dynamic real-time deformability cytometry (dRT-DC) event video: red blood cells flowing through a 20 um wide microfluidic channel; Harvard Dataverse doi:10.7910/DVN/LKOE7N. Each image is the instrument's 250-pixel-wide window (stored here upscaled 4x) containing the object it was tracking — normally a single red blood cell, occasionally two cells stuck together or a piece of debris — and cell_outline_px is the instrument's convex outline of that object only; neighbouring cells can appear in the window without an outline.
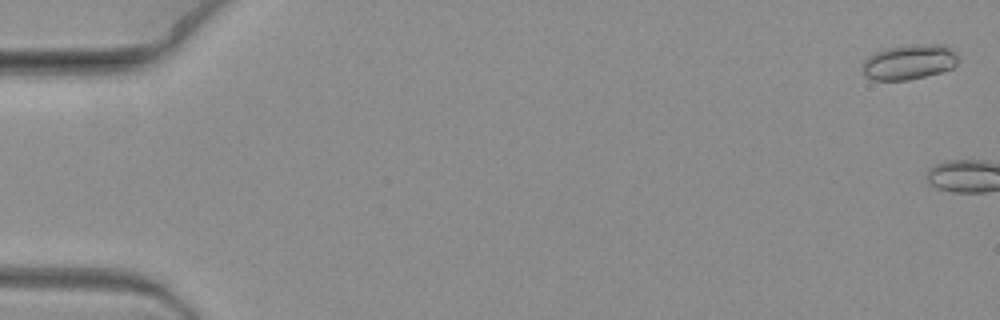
{"species": "common noctule bat (a hibernating species)", "species_latin": "Nyctalus noctula", "temperature_condition": "warm", "stored_images_in_passage": 2, "camera_frame_rate_fps": 3000, "um_per_image_px": 0.085, "animal": {"sex": "female", "body_mass_g": 19.3, "forearm_length_mm": 54.1}, "frame": {"image": 1, "passage_image": 1, "time_ms": 0.0, "image_size_px": [1000, 320], "cell_outline_px": [[956, 64], [952, 68], [940, 72], [908, 80], [876, 80], [864, 76], [860, 68], [864, 60], [868, 56], [884, 48], [916, 44], [944, 44], [956, 52]], "centroid_in_image_um": [77.23, 5.26], "position_along_channel_um": 7.8, "area_um2": 19.65}}